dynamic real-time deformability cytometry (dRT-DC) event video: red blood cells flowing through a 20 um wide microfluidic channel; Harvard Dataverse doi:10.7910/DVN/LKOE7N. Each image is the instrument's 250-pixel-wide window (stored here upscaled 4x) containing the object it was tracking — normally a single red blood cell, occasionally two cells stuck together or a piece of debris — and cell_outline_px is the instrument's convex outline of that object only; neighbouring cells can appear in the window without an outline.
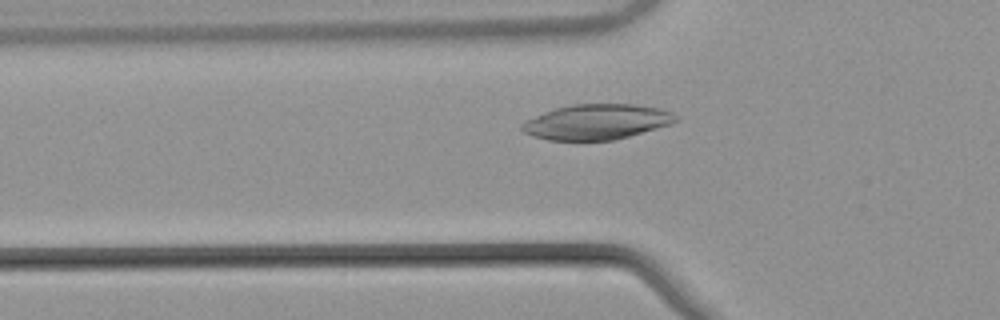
{"species": "common noctule bat (a hibernating species)", "species_latin": "Nyctalus noctula", "temperature_condition": "warm", "stored_images_in_passage": 49, "camera_frame_rate_fps": 3000, "um_per_image_px": 0.085, "animal": {"sex": "male", "body_mass_g": 21.5, "forearm_length_mm": 52.0}, "frame": {"image": 1, "passage_image": 14, "time_ms": 4.333, "image_size_px": [1000, 320], "cell_outline_px": [[680, 120], [672, 124], [616, 140], [548, 140], [532, 136], [524, 132], [520, 128], [520, 124], [524, 120], [544, 112], [556, 108], [572, 104], [636, 104], [660, 108], [672, 112]], "centroid_in_image_um": [50.73, 10.36], "position_along_channel_um": 75.1, "area_um2": 31.91}}
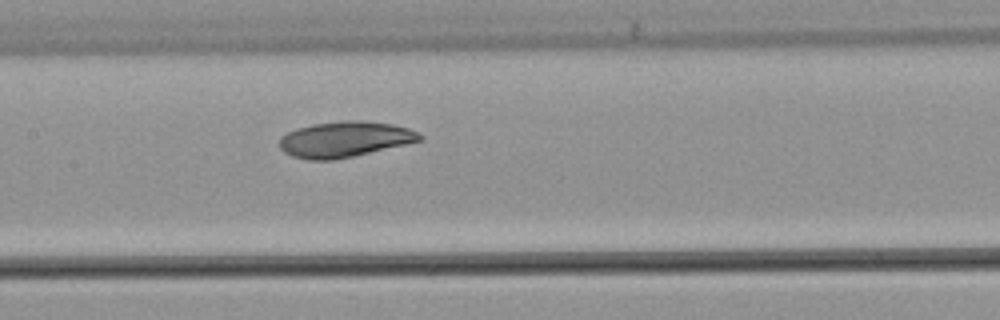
{"frame": {"image": 2, "passage_image": 22, "time_ms": 7.0, "image_size_px": [1000, 320], "cell_outline_px": [[424, 136], [420, 140], [404, 144], [336, 160], [308, 160], [292, 156], [284, 152], [280, 148], [280, 136], [296, 128], [312, 124], [340, 120], [360, 120], [392, 124], [408, 128]], "centroid_in_image_um": [29.24, 11.83], "position_along_channel_um": 178.2, "area_um2": 29.07}}
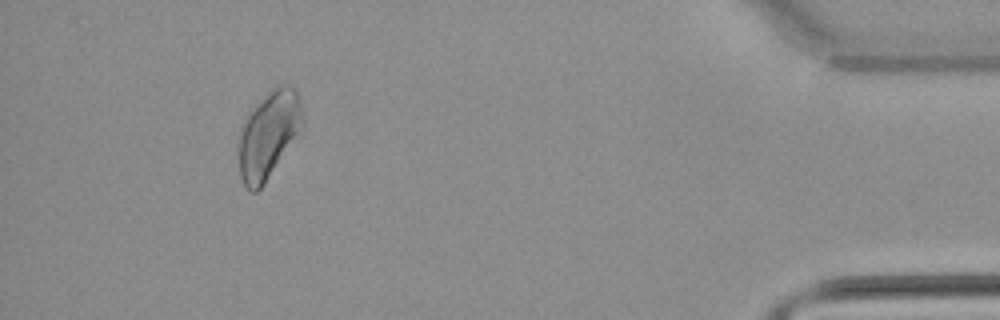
{"frame": {"image": 3, "passage_image": 45, "time_ms": 14.667, "image_size_px": [1000, 320], "cell_outline_px": [[300, 116], [296, 132], [264, 184], [256, 192], [248, 192], [240, 176], [240, 132], [248, 116], [268, 92], [272, 88], [280, 84], [288, 84], [296, 88], [300, 104]], "centroid_in_image_um": [22.77, 11.45], "position_along_channel_um": 412.4, "area_um2": 30.35}}